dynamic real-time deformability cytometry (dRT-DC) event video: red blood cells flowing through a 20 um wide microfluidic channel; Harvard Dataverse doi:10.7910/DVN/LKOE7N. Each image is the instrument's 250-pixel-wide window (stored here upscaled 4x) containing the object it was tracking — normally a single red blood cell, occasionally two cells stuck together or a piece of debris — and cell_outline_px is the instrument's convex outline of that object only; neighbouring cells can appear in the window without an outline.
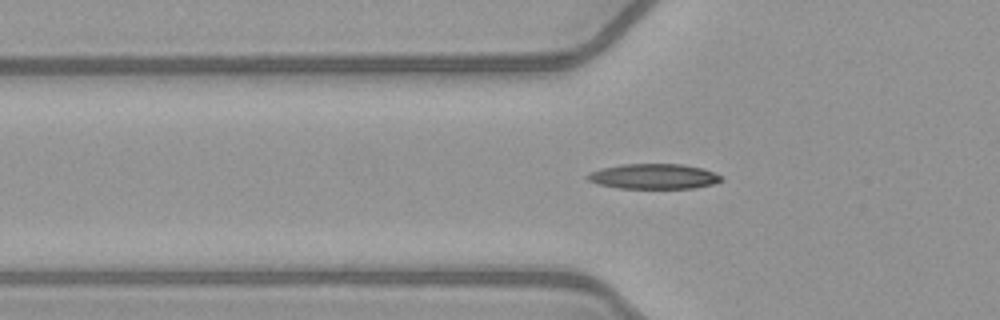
{"species": "common noctule bat (a hibernating species)", "species_latin": "Nyctalus noctula", "temperature_condition": "warm", "stored_images_in_passage": 32, "camera_frame_rate_fps": 3000, "um_per_image_px": 0.085, "animal": {"sex": "female", "body_mass_g": 21.9}, "frame": {"image": 1, "passage_image": 3, "time_ms": 0.667, "image_size_px": [1000, 320], "cell_outline_px": [[724, 180], [712, 184], [696, 188], [620, 188], [600, 184], [588, 180], [584, 176], [588, 172], [600, 168], [620, 164], [680, 164], [704, 168], [720, 176]], "centroid_in_image_um": [55.53, 14.98], "position_along_channel_um": 70.3, "area_um2": 19.65}}
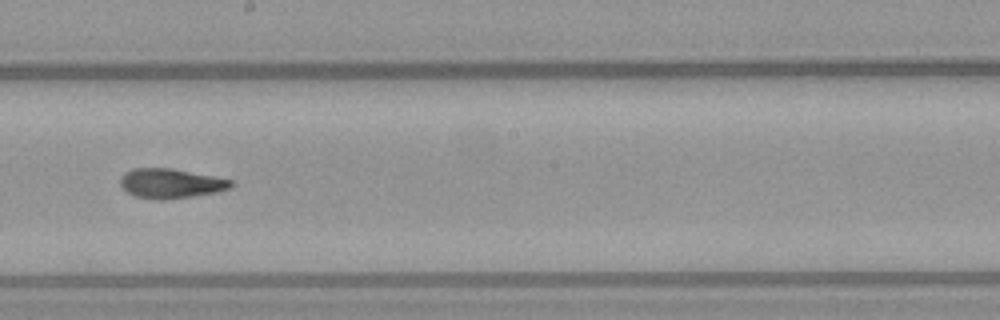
{"frame": {"image": 2, "passage_image": 15, "time_ms": 4.667, "image_size_px": [1000, 320], "cell_outline_px": [[236, 184], [232, 188], [216, 192], [192, 196], [160, 200], [136, 196], [128, 192], [120, 184], [120, 180], [124, 172], [132, 168], [172, 168], [232, 180]], "centroid_in_image_um": [14.54, 15.58], "position_along_channel_um": 233.7, "area_um2": 19.02}}
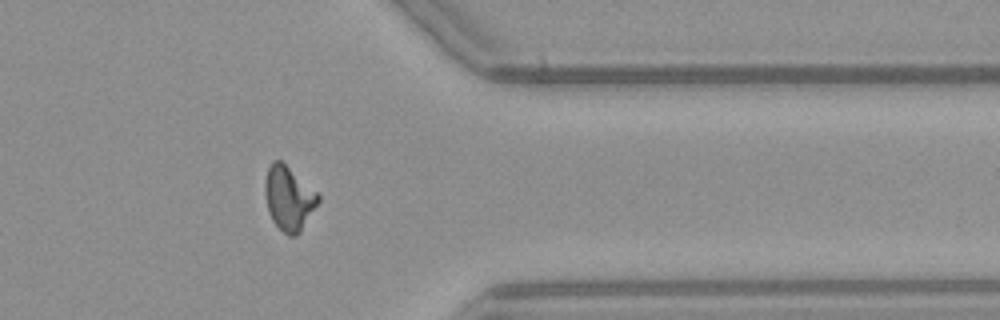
{"frame": {"image": 3, "passage_image": 27, "time_ms": 8.667, "image_size_px": [1000, 320], "cell_outline_px": [[320, 200], [300, 232], [296, 236], [288, 236], [272, 220], [268, 212], [264, 192], [264, 184], [268, 168], [272, 160], [280, 160], [320, 192]], "centroid_in_image_um": [24.56, 16.83], "position_along_channel_um": 386.8, "area_um2": 20.11}}